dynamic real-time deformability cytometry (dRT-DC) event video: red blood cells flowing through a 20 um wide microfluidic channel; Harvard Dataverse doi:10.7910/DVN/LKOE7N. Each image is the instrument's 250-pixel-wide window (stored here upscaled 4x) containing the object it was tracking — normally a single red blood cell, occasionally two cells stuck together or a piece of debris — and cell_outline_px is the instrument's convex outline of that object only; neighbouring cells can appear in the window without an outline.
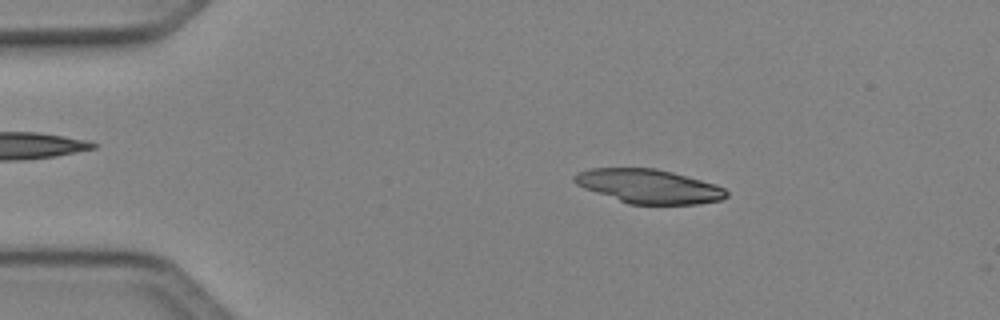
{"species": "Egyptian fruit bat (a non-hibernating species)", "species_latin": "Rousettus aegyptiacus", "temperature_condition": "cold", "stored_images_in_passage": 43, "camera_frame_rate_fps": 3000, "um_per_image_px": 0.085, "animal": {"sex": "female"}, "frame": {"image": 1, "passage_image": 3, "time_ms": 0.667, "image_size_px": [1000, 320], "cell_outline_px": [[728, 196], [720, 200], [700, 204], [628, 204], [584, 188], [576, 184], [572, 180], [572, 176], [576, 172], [588, 168], [656, 168], [672, 172], [716, 184], [724, 188], [728, 192]], "centroid_in_image_um": [55.12, 15.83], "position_along_channel_um": 29.9, "area_um2": 30.29}}
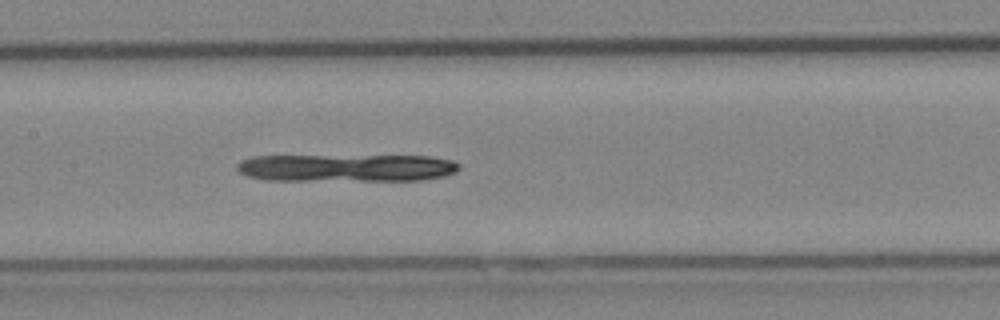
{"frame": {"image": 2, "passage_image": 18, "time_ms": 5.667, "image_size_px": [1000, 320], "cell_outline_px": [[460, 168], [456, 172], [444, 176], [424, 180], [264, 180], [248, 176], [240, 172], [236, 168], [236, 164], [240, 160], [256, 156], [428, 156], [452, 160], [460, 164]], "centroid_in_image_um": [29.46, 14.26], "position_along_channel_um": 177.9, "area_um2": 35.78}}
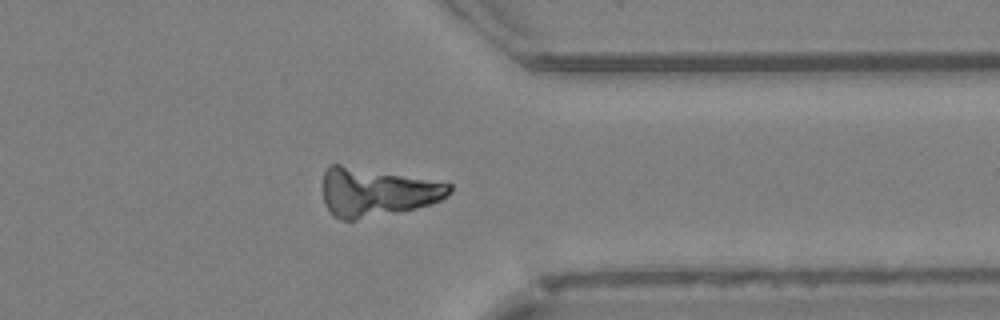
{"frame": {"image": 3, "passage_image": 33, "time_ms": 10.667, "image_size_px": [1000, 320], "cell_outline_px": [[452, 192], [448, 196], [440, 200], [416, 208], [356, 220], [340, 220], [332, 216], [328, 212], [324, 204], [324, 172], [328, 164], [340, 164], [452, 184]], "centroid_in_image_um": [31.97, 16.34], "position_along_channel_um": 379.4, "area_um2": 35.55}}